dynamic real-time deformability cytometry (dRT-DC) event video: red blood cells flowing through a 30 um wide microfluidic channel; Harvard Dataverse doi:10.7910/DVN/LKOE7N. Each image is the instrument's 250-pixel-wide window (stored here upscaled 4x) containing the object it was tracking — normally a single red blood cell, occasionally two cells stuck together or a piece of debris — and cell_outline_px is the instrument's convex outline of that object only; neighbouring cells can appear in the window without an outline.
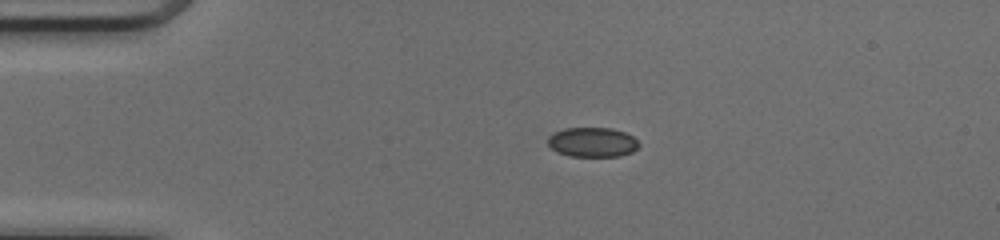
{"species": "common noctule bat (a hibernating species)", "species_latin": "Nyctalus noctula", "temperature_condition": "cold", "stored_images_in_passage": 40, "camera_frame_rate_fps": 3000, "um_per_image_px": 0.085, "animal": {"sex": "female", "body_mass_g": 17.0, "forearm_length_mm": 48.0}, "frame": {"image": 1, "passage_image": 1, "time_ms": 0.0, "image_size_px": [1000, 240], "cell_outline_px": [[640, 144], [632, 152], [620, 156], [572, 156], [560, 152], [552, 148], [548, 144], [548, 136], [552, 132], [564, 128], [612, 128], [624, 132], [632, 136]], "centroid_in_image_um": [50.35, 12.07], "position_along_channel_um": 34.7, "area_um2": 15.61}}
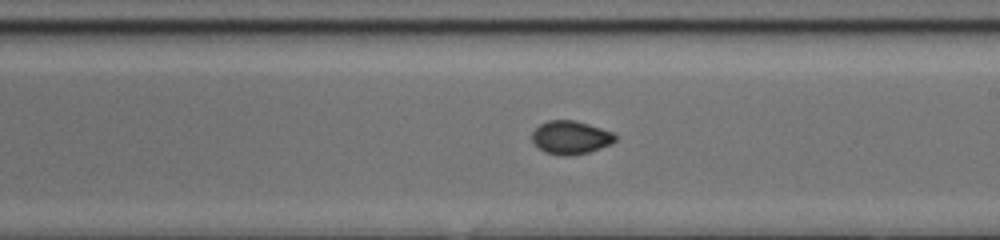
{"frame": {"image": 2, "passage_image": 19, "time_ms": 6.0, "image_size_px": [1000, 240], "cell_outline_px": [[616, 140], [612, 144], [588, 152], [568, 156], [564, 156], [544, 152], [532, 140], [532, 132], [540, 124], [548, 120], [572, 120], [588, 124], [612, 132], [616, 136]], "centroid_in_image_um": [48.5, 11.69], "position_along_channel_um": 240.5, "area_um2": 16.01}}
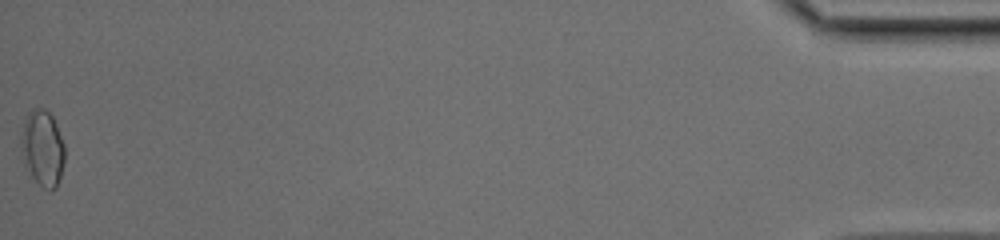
{"frame": {"image": 3, "passage_image": 40, "time_ms": 13.0, "image_size_px": [1000, 240], "cell_outline_px": [[64, 160], [60, 176], [56, 188], [44, 188], [32, 176], [24, 160], [24, 120], [28, 112], [32, 108], [44, 108], [52, 116], [56, 124], [64, 144]], "centroid_in_image_um": [3.67, 12.55], "position_along_channel_um": 431.5, "area_um2": 18.32}, "authors_computed_cell_mechanics": {"area_um2": 16.0684, "velocity_mm_per_s": 4.179, "shape_relaxation_time_tau1_ms": null, "shape_relaxation_time_tau2_ms": 0.6624, "deformation_change_tau1": null, "deformation_change_tau2": 0.0345}}